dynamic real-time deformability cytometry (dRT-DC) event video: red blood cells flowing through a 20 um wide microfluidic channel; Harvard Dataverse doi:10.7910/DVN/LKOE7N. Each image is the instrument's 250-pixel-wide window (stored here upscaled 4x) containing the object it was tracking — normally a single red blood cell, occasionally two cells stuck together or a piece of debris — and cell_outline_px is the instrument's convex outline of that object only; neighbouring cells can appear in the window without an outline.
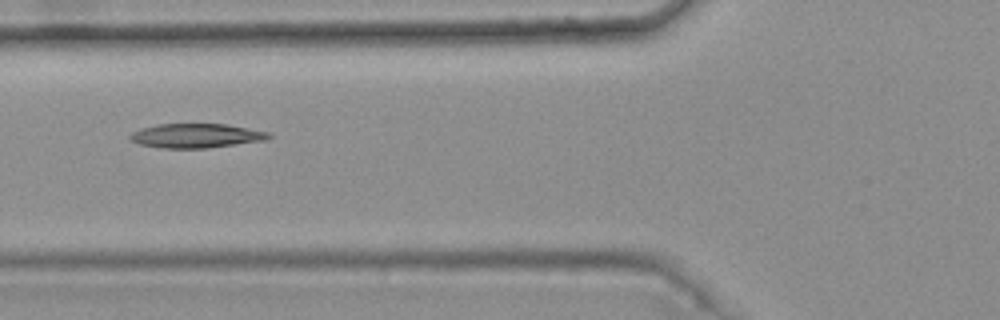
{"species": "common noctule bat (a hibernating species)", "species_latin": "Nyctalus noctula", "temperature_condition": "warm", "stored_images_in_passage": 8, "camera_frame_rate_fps": 3000, "um_per_image_px": 0.085, "animal": {"sex": "female", "body_mass_g": 25.1}, "frame": {"image": 1, "passage_image": 6, "time_ms": 1.667, "image_size_px": [1000, 320], "cell_outline_px": [[272, 136], [268, 140], [204, 148], [164, 148], [140, 144], [132, 140], [128, 136], [132, 132], [140, 128], [156, 124], [228, 124], [272, 132]], "centroid_in_image_um": [16.73, 11.52], "position_along_channel_um": 109.1, "area_um2": 19.71}}
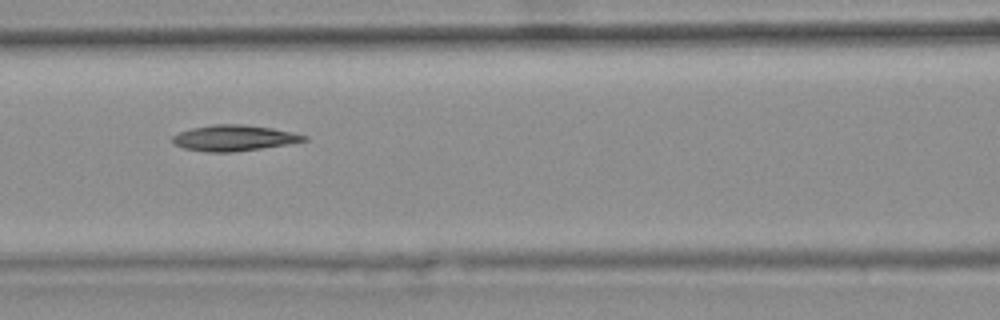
{"frame": {"image": 2, "passage_image": 7, "time_ms": 2.0, "image_size_px": [1000, 320], "cell_outline_px": [[308, 140], [260, 148], [232, 152], [208, 152], [184, 148], [176, 144], [172, 140], [172, 136], [180, 132], [192, 128], [212, 124], [244, 124], [272, 128], [292, 132], [308, 136]], "centroid_in_image_um": [19.88, 11.72], "position_along_channel_um": 146.7, "area_um2": 19.54}}
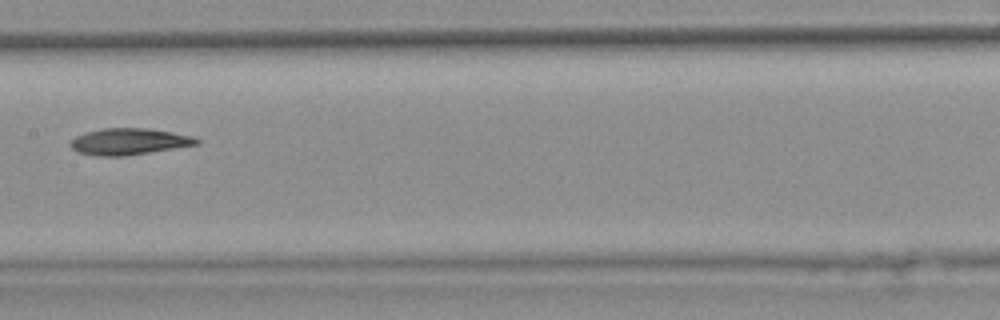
{"frame": {"image": 3, "passage_image": 8, "time_ms": 2.333, "image_size_px": [1000, 320], "cell_outline_px": [[200, 144], [124, 156], [96, 156], [76, 152], [68, 144], [76, 136], [88, 132], [104, 128], [148, 128], [172, 132], [192, 136], [200, 140]], "centroid_in_image_um": [10.96, 12.03], "position_along_channel_um": 196.4, "area_um2": 19.42}}